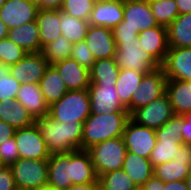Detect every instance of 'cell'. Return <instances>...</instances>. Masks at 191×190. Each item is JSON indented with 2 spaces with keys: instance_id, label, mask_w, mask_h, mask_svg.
<instances>
[{
  "instance_id": "cell-36",
  "label": "cell",
  "mask_w": 191,
  "mask_h": 190,
  "mask_svg": "<svg viewBox=\"0 0 191 190\" xmlns=\"http://www.w3.org/2000/svg\"><path fill=\"white\" fill-rule=\"evenodd\" d=\"M182 144L181 140L157 139L149 157L153 167L174 160Z\"/></svg>"
},
{
  "instance_id": "cell-37",
  "label": "cell",
  "mask_w": 191,
  "mask_h": 190,
  "mask_svg": "<svg viewBox=\"0 0 191 190\" xmlns=\"http://www.w3.org/2000/svg\"><path fill=\"white\" fill-rule=\"evenodd\" d=\"M73 43L68 41L64 36L49 43L42 48L41 53L48 65H54L70 57Z\"/></svg>"
},
{
  "instance_id": "cell-31",
  "label": "cell",
  "mask_w": 191,
  "mask_h": 190,
  "mask_svg": "<svg viewBox=\"0 0 191 190\" xmlns=\"http://www.w3.org/2000/svg\"><path fill=\"white\" fill-rule=\"evenodd\" d=\"M119 70L114 58L96 60L89 70L90 83L115 86Z\"/></svg>"
},
{
  "instance_id": "cell-34",
  "label": "cell",
  "mask_w": 191,
  "mask_h": 190,
  "mask_svg": "<svg viewBox=\"0 0 191 190\" xmlns=\"http://www.w3.org/2000/svg\"><path fill=\"white\" fill-rule=\"evenodd\" d=\"M90 24L88 21L78 19L61 12V32L71 43L85 40Z\"/></svg>"
},
{
  "instance_id": "cell-3",
  "label": "cell",
  "mask_w": 191,
  "mask_h": 190,
  "mask_svg": "<svg viewBox=\"0 0 191 190\" xmlns=\"http://www.w3.org/2000/svg\"><path fill=\"white\" fill-rule=\"evenodd\" d=\"M91 114L88 90H69L49 106V116L56 121L68 123L85 122Z\"/></svg>"
},
{
  "instance_id": "cell-9",
  "label": "cell",
  "mask_w": 191,
  "mask_h": 190,
  "mask_svg": "<svg viewBox=\"0 0 191 190\" xmlns=\"http://www.w3.org/2000/svg\"><path fill=\"white\" fill-rule=\"evenodd\" d=\"M14 138L20 159L42 160L51 155L36 123L16 129Z\"/></svg>"
},
{
  "instance_id": "cell-5",
  "label": "cell",
  "mask_w": 191,
  "mask_h": 190,
  "mask_svg": "<svg viewBox=\"0 0 191 190\" xmlns=\"http://www.w3.org/2000/svg\"><path fill=\"white\" fill-rule=\"evenodd\" d=\"M16 188L40 190L47 188L48 159H18L10 165Z\"/></svg>"
},
{
  "instance_id": "cell-42",
  "label": "cell",
  "mask_w": 191,
  "mask_h": 190,
  "mask_svg": "<svg viewBox=\"0 0 191 190\" xmlns=\"http://www.w3.org/2000/svg\"><path fill=\"white\" fill-rule=\"evenodd\" d=\"M70 57L87 70H90L96 61L85 40L73 44Z\"/></svg>"
},
{
  "instance_id": "cell-4",
  "label": "cell",
  "mask_w": 191,
  "mask_h": 190,
  "mask_svg": "<svg viewBox=\"0 0 191 190\" xmlns=\"http://www.w3.org/2000/svg\"><path fill=\"white\" fill-rule=\"evenodd\" d=\"M97 177L122 169L127 153L123 136L105 140L87 149Z\"/></svg>"
},
{
  "instance_id": "cell-53",
  "label": "cell",
  "mask_w": 191,
  "mask_h": 190,
  "mask_svg": "<svg viewBox=\"0 0 191 190\" xmlns=\"http://www.w3.org/2000/svg\"><path fill=\"white\" fill-rule=\"evenodd\" d=\"M8 37V28L7 26L0 20V40Z\"/></svg>"
},
{
  "instance_id": "cell-46",
  "label": "cell",
  "mask_w": 191,
  "mask_h": 190,
  "mask_svg": "<svg viewBox=\"0 0 191 190\" xmlns=\"http://www.w3.org/2000/svg\"><path fill=\"white\" fill-rule=\"evenodd\" d=\"M181 142L191 145V112L181 116Z\"/></svg>"
},
{
  "instance_id": "cell-35",
  "label": "cell",
  "mask_w": 191,
  "mask_h": 190,
  "mask_svg": "<svg viewBox=\"0 0 191 190\" xmlns=\"http://www.w3.org/2000/svg\"><path fill=\"white\" fill-rule=\"evenodd\" d=\"M151 12L158 25L168 27L179 15L175 0H148Z\"/></svg>"
},
{
  "instance_id": "cell-1",
  "label": "cell",
  "mask_w": 191,
  "mask_h": 190,
  "mask_svg": "<svg viewBox=\"0 0 191 190\" xmlns=\"http://www.w3.org/2000/svg\"><path fill=\"white\" fill-rule=\"evenodd\" d=\"M50 154L67 153L81 149L83 123H62L49 115L36 119Z\"/></svg>"
},
{
  "instance_id": "cell-47",
  "label": "cell",
  "mask_w": 191,
  "mask_h": 190,
  "mask_svg": "<svg viewBox=\"0 0 191 190\" xmlns=\"http://www.w3.org/2000/svg\"><path fill=\"white\" fill-rule=\"evenodd\" d=\"M138 190H166V183L153 175Z\"/></svg>"
},
{
  "instance_id": "cell-50",
  "label": "cell",
  "mask_w": 191,
  "mask_h": 190,
  "mask_svg": "<svg viewBox=\"0 0 191 190\" xmlns=\"http://www.w3.org/2000/svg\"><path fill=\"white\" fill-rule=\"evenodd\" d=\"M179 14L191 13V0H175Z\"/></svg>"
},
{
  "instance_id": "cell-56",
  "label": "cell",
  "mask_w": 191,
  "mask_h": 190,
  "mask_svg": "<svg viewBox=\"0 0 191 190\" xmlns=\"http://www.w3.org/2000/svg\"><path fill=\"white\" fill-rule=\"evenodd\" d=\"M40 190H53V189H50V188H42V189H40Z\"/></svg>"
},
{
  "instance_id": "cell-25",
  "label": "cell",
  "mask_w": 191,
  "mask_h": 190,
  "mask_svg": "<svg viewBox=\"0 0 191 190\" xmlns=\"http://www.w3.org/2000/svg\"><path fill=\"white\" fill-rule=\"evenodd\" d=\"M0 120L15 129L27 127L36 122L23 105L12 99L0 101Z\"/></svg>"
},
{
  "instance_id": "cell-6",
  "label": "cell",
  "mask_w": 191,
  "mask_h": 190,
  "mask_svg": "<svg viewBox=\"0 0 191 190\" xmlns=\"http://www.w3.org/2000/svg\"><path fill=\"white\" fill-rule=\"evenodd\" d=\"M167 77L160 66L148 74H144L139 88L132 95L131 104L127 107L129 115L136 109L150 104L166 93Z\"/></svg>"
},
{
  "instance_id": "cell-22",
  "label": "cell",
  "mask_w": 191,
  "mask_h": 190,
  "mask_svg": "<svg viewBox=\"0 0 191 190\" xmlns=\"http://www.w3.org/2000/svg\"><path fill=\"white\" fill-rule=\"evenodd\" d=\"M16 101L23 105L35 120L49 114V105L45 102L39 84L22 83Z\"/></svg>"
},
{
  "instance_id": "cell-21",
  "label": "cell",
  "mask_w": 191,
  "mask_h": 190,
  "mask_svg": "<svg viewBox=\"0 0 191 190\" xmlns=\"http://www.w3.org/2000/svg\"><path fill=\"white\" fill-rule=\"evenodd\" d=\"M62 77L67 90H87L90 86L89 70L71 57L53 65Z\"/></svg>"
},
{
  "instance_id": "cell-20",
  "label": "cell",
  "mask_w": 191,
  "mask_h": 190,
  "mask_svg": "<svg viewBox=\"0 0 191 190\" xmlns=\"http://www.w3.org/2000/svg\"><path fill=\"white\" fill-rule=\"evenodd\" d=\"M85 41L95 60L114 58L116 44L112 29L90 25Z\"/></svg>"
},
{
  "instance_id": "cell-16",
  "label": "cell",
  "mask_w": 191,
  "mask_h": 190,
  "mask_svg": "<svg viewBox=\"0 0 191 190\" xmlns=\"http://www.w3.org/2000/svg\"><path fill=\"white\" fill-rule=\"evenodd\" d=\"M161 67L167 80L191 81V47L169 48Z\"/></svg>"
},
{
  "instance_id": "cell-38",
  "label": "cell",
  "mask_w": 191,
  "mask_h": 190,
  "mask_svg": "<svg viewBox=\"0 0 191 190\" xmlns=\"http://www.w3.org/2000/svg\"><path fill=\"white\" fill-rule=\"evenodd\" d=\"M21 83L10 75V66L0 62V101L6 99L16 100Z\"/></svg>"
},
{
  "instance_id": "cell-14",
  "label": "cell",
  "mask_w": 191,
  "mask_h": 190,
  "mask_svg": "<svg viewBox=\"0 0 191 190\" xmlns=\"http://www.w3.org/2000/svg\"><path fill=\"white\" fill-rule=\"evenodd\" d=\"M48 66L41 51L30 52L10 66V75L21 84H39Z\"/></svg>"
},
{
  "instance_id": "cell-28",
  "label": "cell",
  "mask_w": 191,
  "mask_h": 190,
  "mask_svg": "<svg viewBox=\"0 0 191 190\" xmlns=\"http://www.w3.org/2000/svg\"><path fill=\"white\" fill-rule=\"evenodd\" d=\"M169 48L191 47V13L179 14L167 27Z\"/></svg>"
},
{
  "instance_id": "cell-39",
  "label": "cell",
  "mask_w": 191,
  "mask_h": 190,
  "mask_svg": "<svg viewBox=\"0 0 191 190\" xmlns=\"http://www.w3.org/2000/svg\"><path fill=\"white\" fill-rule=\"evenodd\" d=\"M96 0H64L61 12L88 21Z\"/></svg>"
},
{
  "instance_id": "cell-11",
  "label": "cell",
  "mask_w": 191,
  "mask_h": 190,
  "mask_svg": "<svg viewBox=\"0 0 191 190\" xmlns=\"http://www.w3.org/2000/svg\"><path fill=\"white\" fill-rule=\"evenodd\" d=\"M175 159L154 166L153 175L164 183L185 180L191 171V145L182 144Z\"/></svg>"
},
{
  "instance_id": "cell-17",
  "label": "cell",
  "mask_w": 191,
  "mask_h": 190,
  "mask_svg": "<svg viewBox=\"0 0 191 190\" xmlns=\"http://www.w3.org/2000/svg\"><path fill=\"white\" fill-rule=\"evenodd\" d=\"M138 42L160 66L164 63L169 49L166 27L158 25L139 32Z\"/></svg>"
},
{
  "instance_id": "cell-26",
  "label": "cell",
  "mask_w": 191,
  "mask_h": 190,
  "mask_svg": "<svg viewBox=\"0 0 191 190\" xmlns=\"http://www.w3.org/2000/svg\"><path fill=\"white\" fill-rule=\"evenodd\" d=\"M27 53L40 52V36L37 21L8 30V37Z\"/></svg>"
},
{
  "instance_id": "cell-10",
  "label": "cell",
  "mask_w": 191,
  "mask_h": 190,
  "mask_svg": "<svg viewBox=\"0 0 191 190\" xmlns=\"http://www.w3.org/2000/svg\"><path fill=\"white\" fill-rule=\"evenodd\" d=\"M123 139L127 151L147 159L157 141L155 129L139 125L130 118L124 128Z\"/></svg>"
},
{
  "instance_id": "cell-7",
  "label": "cell",
  "mask_w": 191,
  "mask_h": 190,
  "mask_svg": "<svg viewBox=\"0 0 191 190\" xmlns=\"http://www.w3.org/2000/svg\"><path fill=\"white\" fill-rule=\"evenodd\" d=\"M115 44L116 52L114 59L120 68L148 74L160 67L148 53L139 47L138 41Z\"/></svg>"
},
{
  "instance_id": "cell-44",
  "label": "cell",
  "mask_w": 191,
  "mask_h": 190,
  "mask_svg": "<svg viewBox=\"0 0 191 190\" xmlns=\"http://www.w3.org/2000/svg\"><path fill=\"white\" fill-rule=\"evenodd\" d=\"M115 43L137 42L139 32L129 26H122V21L112 29Z\"/></svg>"
},
{
  "instance_id": "cell-48",
  "label": "cell",
  "mask_w": 191,
  "mask_h": 190,
  "mask_svg": "<svg viewBox=\"0 0 191 190\" xmlns=\"http://www.w3.org/2000/svg\"><path fill=\"white\" fill-rule=\"evenodd\" d=\"M16 129L0 120V145L11 137H14Z\"/></svg>"
},
{
  "instance_id": "cell-29",
  "label": "cell",
  "mask_w": 191,
  "mask_h": 190,
  "mask_svg": "<svg viewBox=\"0 0 191 190\" xmlns=\"http://www.w3.org/2000/svg\"><path fill=\"white\" fill-rule=\"evenodd\" d=\"M39 86L45 102L49 106L61 99L68 91L62 77L53 65L47 67Z\"/></svg>"
},
{
  "instance_id": "cell-52",
  "label": "cell",
  "mask_w": 191,
  "mask_h": 190,
  "mask_svg": "<svg viewBox=\"0 0 191 190\" xmlns=\"http://www.w3.org/2000/svg\"><path fill=\"white\" fill-rule=\"evenodd\" d=\"M166 190H188L185 180L166 183Z\"/></svg>"
},
{
  "instance_id": "cell-30",
  "label": "cell",
  "mask_w": 191,
  "mask_h": 190,
  "mask_svg": "<svg viewBox=\"0 0 191 190\" xmlns=\"http://www.w3.org/2000/svg\"><path fill=\"white\" fill-rule=\"evenodd\" d=\"M72 184L98 183L90 154L87 150L73 151Z\"/></svg>"
},
{
  "instance_id": "cell-12",
  "label": "cell",
  "mask_w": 191,
  "mask_h": 190,
  "mask_svg": "<svg viewBox=\"0 0 191 190\" xmlns=\"http://www.w3.org/2000/svg\"><path fill=\"white\" fill-rule=\"evenodd\" d=\"M38 11L34 0H6L0 8V20L10 30L36 21Z\"/></svg>"
},
{
  "instance_id": "cell-24",
  "label": "cell",
  "mask_w": 191,
  "mask_h": 190,
  "mask_svg": "<svg viewBox=\"0 0 191 190\" xmlns=\"http://www.w3.org/2000/svg\"><path fill=\"white\" fill-rule=\"evenodd\" d=\"M166 94L175 115L191 112V83L180 80H167Z\"/></svg>"
},
{
  "instance_id": "cell-18",
  "label": "cell",
  "mask_w": 191,
  "mask_h": 190,
  "mask_svg": "<svg viewBox=\"0 0 191 190\" xmlns=\"http://www.w3.org/2000/svg\"><path fill=\"white\" fill-rule=\"evenodd\" d=\"M124 19L122 26H129L138 32L158 26L148 0L123 2Z\"/></svg>"
},
{
  "instance_id": "cell-13",
  "label": "cell",
  "mask_w": 191,
  "mask_h": 190,
  "mask_svg": "<svg viewBox=\"0 0 191 190\" xmlns=\"http://www.w3.org/2000/svg\"><path fill=\"white\" fill-rule=\"evenodd\" d=\"M73 152L51 154L48 158V184L53 190H67L72 185Z\"/></svg>"
},
{
  "instance_id": "cell-15",
  "label": "cell",
  "mask_w": 191,
  "mask_h": 190,
  "mask_svg": "<svg viewBox=\"0 0 191 190\" xmlns=\"http://www.w3.org/2000/svg\"><path fill=\"white\" fill-rule=\"evenodd\" d=\"M87 90L90 97L91 113L128 112L127 108L121 103L115 86L90 83Z\"/></svg>"
},
{
  "instance_id": "cell-43",
  "label": "cell",
  "mask_w": 191,
  "mask_h": 190,
  "mask_svg": "<svg viewBox=\"0 0 191 190\" xmlns=\"http://www.w3.org/2000/svg\"><path fill=\"white\" fill-rule=\"evenodd\" d=\"M20 158L14 137L9 138L0 145V160L5 166H10Z\"/></svg>"
},
{
  "instance_id": "cell-23",
  "label": "cell",
  "mask_w": 191,
  "mask_h": 190,
  "mask_svg": "<svg viewBox=\"0 0 191 190\" xmlns=\"http://www.w3.org/2000/svg\"><path fill=\"white\" fill-rule=\"evenodd\" d=\"M36 21L39 27L40 51L43 47L62 36L61 10H39Z\"/></svg>"
},
{
  "instance_id": "cell-45",
  "label": "cell",
  "mask_w": 191,
  "mask_h": 190,
  "mask_svg": "<svg viewBox=\"0 0 191 190\" xmlns=\"http://www.w3.org/2000/svg\"><path fill=\"white\" fill-rule=\"evenodd\" d=\"M10 166L0 167V190H16Z\"/></svg>"
},
{
  "instance_id": "cell-2",
  "label": "cell",
  "mask_w": 191,
  "mask_h": 190,
  "mask_svg": "<svg viewBox=\"0 0 191 190\" xmlns=\"http://www.w3.org/2000/svg\"><path fill=\"white\" fill-rule=\"evenodd\" d=\"M128 119V112L91 113L83 123L81 149L87 150L105 140L123 136Z\"/></svg>"
},
{
  "instance_id": "cell-8",
  "label": "cell",
  "mask_w": 191,
  "mask_h": 190,
  "mask_svg": "<svg viewBox=\"0 0 191 190\" xmlns=\"http://www.w3.org/2000/svg\"><path fill=\"white\" fill-rule=\"evenodd\" d=\"M169 97L165 93L150 104L134 110L129 118L144 127L158 129L174 116Z\"/></svg>"
},
{
  "instance_id": "cell-33",
  "label": "cell",
  "mask_w": 191,
  "mask_h": 190,
  "mask_svg": "<svg viewBox=\"0 0 191 190\" xmlns=\"http://www.w3.org/2000/svg\"><path fill=\"white\" fill-rule=\"evenodd\" d=\"M99 190H138L123 169L109 171L98 177Z\"/></svg>"
},
{
  "instance_id": "cell-55",
  "label": "cell",
  "mask_w": 191,
  "mask_h": 190,
  "mask_svg": "<svg viewBox=\"0 0 191 190\" xmlns=\"http://www.w3.org/2000/svg\"><path fill=\"white\" fill-rule=\"evenodd\" d=\"M6 2V0H0V8L2 7V5Z\"/></svg>"
},
{
  "instance_id": "cell-41",
  "label": "cell",
  "mask_w": 191,
  "mask_h": 190,
  "mask_svg": "<svg viewBox=\"0 0 191 190\" xmlns=\"http://www.w3.org/2000/svg\"><path fill=\"white\" fill-rule=\"evenodd\" d=\"M155 131L156 139L181 140V116L174 115Z\"/></svg>"
},
{
  "instance_id": "cell-54",
  "label": "cell",
  "mask_w": 191,
  "mask_h": 190,
  "mask_svg": "<svg viewBox=\"0 0 191 190\" xmlns=\"http://www.w3.org/2000/svg\"><path fill=\"white\" fill-rule=\"evenodd\" d=\"M188 190H191V171L189 172L188 176L185 179Z\"/></svg>"
},
{
  "instance_id": "cell-32",
  "label": "cell",
  "mask_w": 191,
  "mask_h": 190,
  "mask_svg": "<svg viewBox=\"0 0 191 190\" xmlns=\"http://www.w3.org/2000/svg\"><path fill=\"white\" fill-rule=\"evenodd\" d=\"M144 73L120 68L115 88L121 103L127 108L131 104L132 95L140 86Z\"/></svg>"
},
{
  "instance_id": "cell-49",
  "label": "cell",
  "mask_w": 191,
  "mask_h": 190,
  "mask_svg": "<svg viewBox=\"0 0 191 190\" xmlns=\"http://www.w3.org/2000/svg\"><path fill=\"white\" fill-rule=\"evenodd\" d=\"M64 0H34L39 10L61 9Z\"/></svg>"
},
{
  "instance_id": "cell-27",
  "label": "cell",
  "mask_w": 191,
  "mask_h": 190,
  "mask_svg": "<svg viewBox=\"0 0 191 190\" xmlns=\"http://www.w3.org/2000/svg\"><path fill=\"white\" fill-rule=\"evenodd\" d=\"M122 169L139 188L153 176L154 167L149 159L127 151Z\"/></svg>"
},
{
  "instance_id": "cell-19",
  "label": "cell",
  "mask_w": 191,
  "mask_h": 190,
  "mask_svg": "<svg viewBox=\"0 0 191 190\" xmlns=\"http://www.w3.org/2000/svg\"><path fill=\"white\" fill-rule=\"evenodd\" d=\"M124 19L121 0H96L88 22L93 26L113 29Z\"/></svg>"
},
{
  "instance_id": "cell-57",
  "label": "cell",
  "mask_w": 191,
  "mask_h": 190,
  "mask_svg": "<svg viewBox=\"0 0 191 190\" xmlns=\"http://www.w3.org/2000/svg\"><path fill=\"white\" fill-rule=\"evenodd\" d=\"M122 2H126V1H135V0H121Z\"/></svg>"
},
{
  "instance_id": "cell-40",
  "label": "cell",
  "mask_w": 191,
  "mask_h": 190,
  "mask_svg": "<svg viewBox=\"0 0 191 190\" xmlns=\"http://www.w3.org/2000/svg\"><path fill=\"white\" fill-rule=\"evenodd\" d=\"M27 52L9 38L0 40V62L8 66L14 65L25 57Z\"/></svg>"
},
{
  "instance_id": "cell-51",
  "label": "cell",
  "mask_w": 191,
  "mask_h": 190,
  "mask_svg": "<svg viewBox=\"0 0 191 190\" xmlns=\"http://www.w3.org/2000/svg\"><path fill=\"white\" fill-rule=\"evenodd\" d=\"M67 190H99L98 183L72 184Z\"/></svg>"
}]
</instances>
